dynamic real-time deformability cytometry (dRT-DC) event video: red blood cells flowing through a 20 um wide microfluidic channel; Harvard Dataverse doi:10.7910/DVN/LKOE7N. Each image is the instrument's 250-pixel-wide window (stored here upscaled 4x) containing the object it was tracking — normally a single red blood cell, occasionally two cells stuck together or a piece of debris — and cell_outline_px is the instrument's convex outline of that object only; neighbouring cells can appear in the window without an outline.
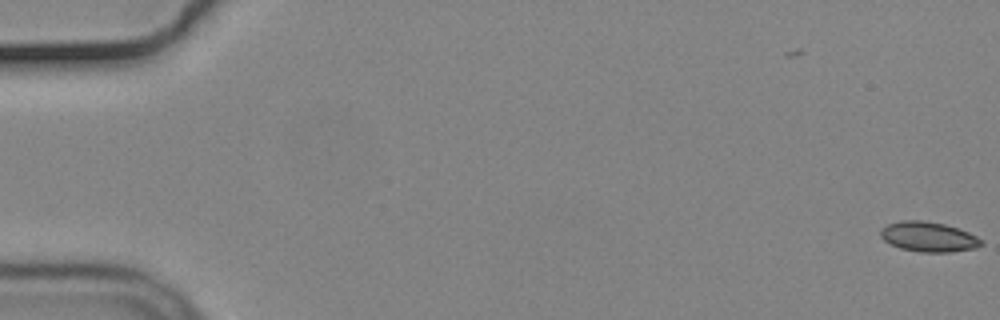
{"species": "common noctule bat (a hibernating species)", "species_latin": "Nyctalus noctula", "temperature_condition": "cold", "stored_images_in_passage": 3, "camera_frame_rate_fps": 3000, "um_per_image_px": 0.085, "animal": {"sex": "male", "body_mass_g": 19.2, "forearm_length_mm": 51.8}, "frame": {"image": 1, "passage_image": 3, "time_ms": 0.667, "image_size_px": [1000, 320], "cell_outline_px": [[984, 244], [976, 248], [952, 252], [920, 252], [900, 248], [884, 240], [880, 236], [880, 228], [888, 224], [900, 220], [924, 220], [944, 224], [968, 232], [984, 240]], "centroid_in_image_um": [78.93, 20.13], "position_along_channel_um": 6.1, "area_um2": 17.69}}